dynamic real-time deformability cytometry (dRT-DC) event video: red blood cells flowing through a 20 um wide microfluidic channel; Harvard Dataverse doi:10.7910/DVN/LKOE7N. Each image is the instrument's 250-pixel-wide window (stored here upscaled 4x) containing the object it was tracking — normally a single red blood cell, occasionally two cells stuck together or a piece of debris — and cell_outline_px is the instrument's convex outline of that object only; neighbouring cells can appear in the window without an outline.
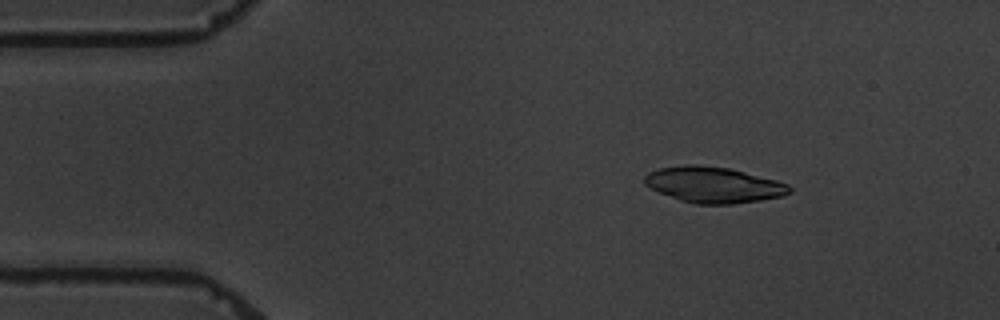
{"species": "common noctule bat (a hibernating species)", "species_latin": "Nyctalus noctula", "temperature_condition": "warm", "stored_images_in_passage": 5, "camera_frame_rate_fps": 3000, "um_per_image_px": 0.085, "animal": {"sex": "male", "body_mass_g": 19.5, "forearm_length_mm": 54.6}, "frame": {"image": 1, "passage_image": 3, "time_ms": 2.333, "image_size_px": [1000, 320], "cell_outline_px": [[792, 192], [784, 196], [760, 200], [732, 204], [696, 204], [680, 200], [660, 192], [644, 184], [644, 176], [648, 172], [660, 168], [684, 164], [700, 164], [728, 168], [776, 180], [788, 184], [792, 188]], "centroid_in_image_um": [60.66, 15.7], "position_along_channel_um": 24.3, "area_um2": 30.29}}